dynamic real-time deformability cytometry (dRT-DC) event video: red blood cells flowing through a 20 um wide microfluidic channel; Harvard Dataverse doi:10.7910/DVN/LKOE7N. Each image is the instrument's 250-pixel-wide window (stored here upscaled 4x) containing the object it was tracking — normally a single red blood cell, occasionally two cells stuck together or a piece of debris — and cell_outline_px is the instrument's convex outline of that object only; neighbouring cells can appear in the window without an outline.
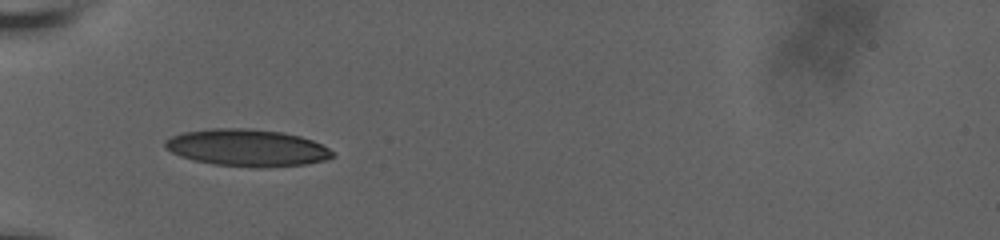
{"species": "human", "species_latin": "Homo sapiens", "temperature_condition": "room temperature", "stored_images_in_passage": 4, "camera_frame_rate_fps": 3000, "um_per_image_px": 0.085, "donor": {"sex": "male"}, "frame": {"image": 1, "passage_image": 1, "time_ms": 0.0, "image_size_px": [1000, 240], "cell_outline_px": [[336, 156], [324, 160], [304, 164], [268, 168], [256, 168], [212, 164], [192, 160], [180, 156], [164, 148], [164, 140], [172, 136], [184, 132], [212, 128], [244, 128], [280, 132], [300, 136], [312, 140], [328, 148]], "centroid_in_image_um": [20.97, 12.57], "position_along_channel_um": 64.0, "area_um2": 36.24}}